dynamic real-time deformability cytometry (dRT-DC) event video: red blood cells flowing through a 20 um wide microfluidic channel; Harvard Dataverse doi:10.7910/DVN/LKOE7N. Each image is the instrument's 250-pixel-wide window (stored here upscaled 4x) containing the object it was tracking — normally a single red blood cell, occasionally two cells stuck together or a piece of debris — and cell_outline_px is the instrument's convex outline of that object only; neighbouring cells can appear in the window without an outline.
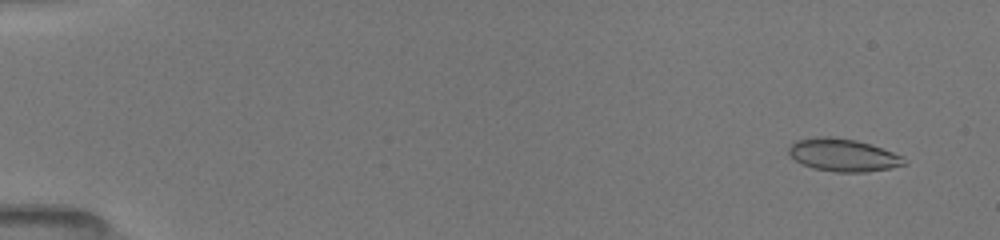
{"species": "common noctule bat (a hibernating species)", "species_latin": "Nyctalus noctula", "temperature_condition": "room temperature", "stored_images_in_passage": 16, "camera_frame_rate_fps": 3000, "um_per_image_px": 0.085, "animal": {"sex": "female", "body_mass_g": 19.5, "forearm_length_mm": 54.1}, "frame": {"image": 1, "passage_image": 3, "time_ms": 1.0, "image_size_px": [1000, 240], "cell_outline_px": [[908, 164], [868, 172], [836, 172], [812, 168], [796, 160], [788, 152], [788, 148], [796, 140], [816, 136], [832, 136], [856, 140], [872, 144], [904, 156], [908, 160]], "centroid_in_image_um": [71.71, 13.17], "position_along_channel_um": 13.3, "area_um2": 22.2}}
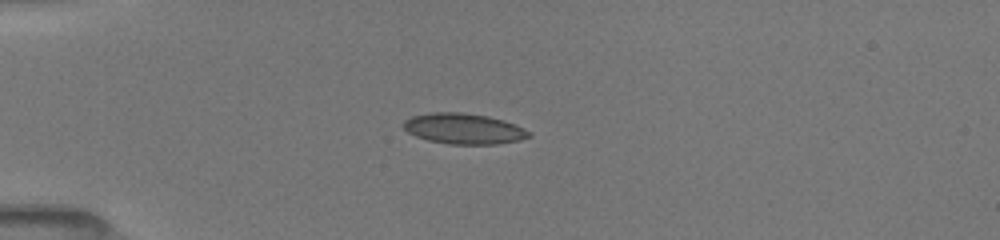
{"frame": {"image": 2, "passage_image": 11, "time_ms": 4.667, "image_size_px": [1000, 240], "cell_outline_px": [[532, 136], [520, 140], [496, 144], [448, 144], [428, 140], [416, 136], [408, 132], [404, 128], [404, 120], [412, 116], [432, 112], [460, 112], [488, 116], [504, 120], [516, 124], [532, 132]], "centroid_in_image_um": [39.46, 10.94], "position_along_channel_um": 45.5, "area_um2": 22.48}}